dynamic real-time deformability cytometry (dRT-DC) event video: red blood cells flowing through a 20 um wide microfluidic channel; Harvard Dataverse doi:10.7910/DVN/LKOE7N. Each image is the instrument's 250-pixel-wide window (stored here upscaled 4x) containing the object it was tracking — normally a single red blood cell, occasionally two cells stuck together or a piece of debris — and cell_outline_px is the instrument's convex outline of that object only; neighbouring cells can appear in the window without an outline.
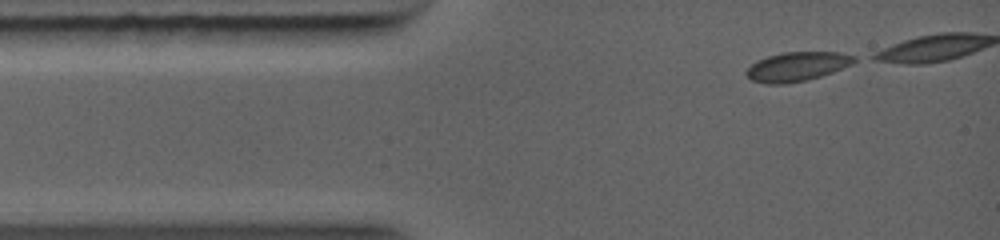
{"species": "common noctule bat (a hibernating species)", "species_latin": "Nyctalus noctula", "temperature_condition": "warm", "stored_images_in_passage": 8, "camera_frame_rate_fps": 5000, "um_per_image_px": 0.085, "animal": {"sex": "female", "body_mass_g": 19.0, "forearm_length_mm": 56.7}, "frame": {"image": 1, "passage_image": 1, "time_ms": 0.0, "image_size_px": [1000, 240], "cell_outline_px": [[860, 60], [852, 64], [832, 72], [820, 76], [804, 80], [784, 84], [768, 84], [752, 80], [744, 72], [756, 60], [768, 56], [784, 52], [840, 52], [856, 56]], "centroid_in_image_um": [67.78, 5.64], "position_along_channel_um": 17.2, "area_um2": 18.32}}
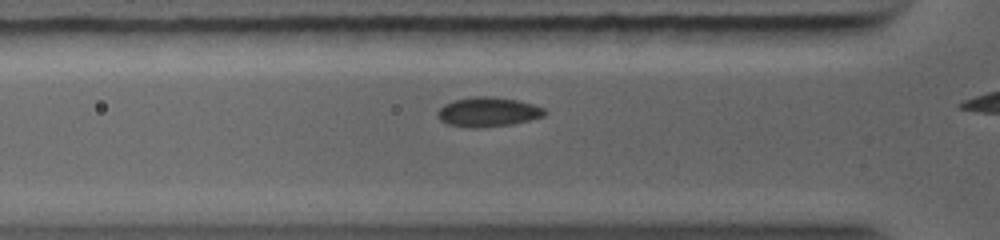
{"frame": {"image": 2, "passage_image": 7, "time_ms": 2.2, "image_size_px": [1000, 240], "cell_outline_px": [[548, 112], [544, 116], [512, 124], [480, 128], [468, 128], [448, 124], [440, 120], [436, 116], [436, 112], [444, 104], [456, 100], [476, 96], [492, 96], [516, 100], [532, 104], [544, 108]], "centroid_in_image_um": [41.46, 9.52], "position_along_channel_um": 84.3, "area_um2": 18.44}}